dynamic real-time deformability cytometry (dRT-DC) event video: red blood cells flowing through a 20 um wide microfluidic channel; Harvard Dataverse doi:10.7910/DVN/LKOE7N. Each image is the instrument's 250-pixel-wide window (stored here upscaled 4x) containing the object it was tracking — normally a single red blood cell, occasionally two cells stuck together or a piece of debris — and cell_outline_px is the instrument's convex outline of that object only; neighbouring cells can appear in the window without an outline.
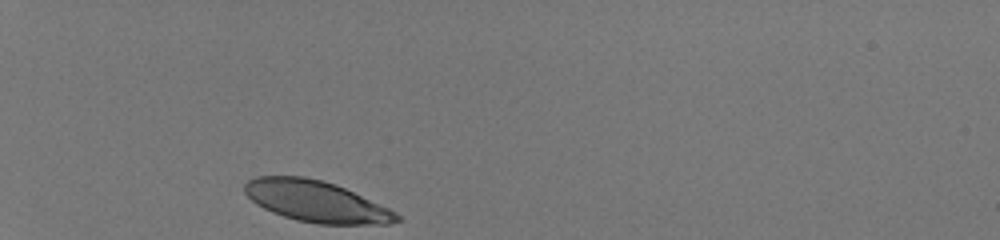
{"species": "human", "species_latin": "Homo sapiens", "temperature_condition": "room temperature", "stored_images_in_passage": 30, "camera_frame_rate_fps": 3000, "um_per_image_px": 0.085, "donor": {"sex": "male"}, "frame": {"image": 1, "passage_image": 1, "time_ms": 0.0, "image_size_px": [1000, 240], "cell_outline_px": [[404, 220], [388, 224], [316, 224], [296, 220], [272, 212], [256, 204], [244, 192], [244, 184], [248, 180], [256, 176], [304, 176], [336, 184], [388, 208], [396, 212]], "centroid_in_image_um": [26.87, 17.12], "position_along_channel_um": 58.1, "area_um2": 36.47}}
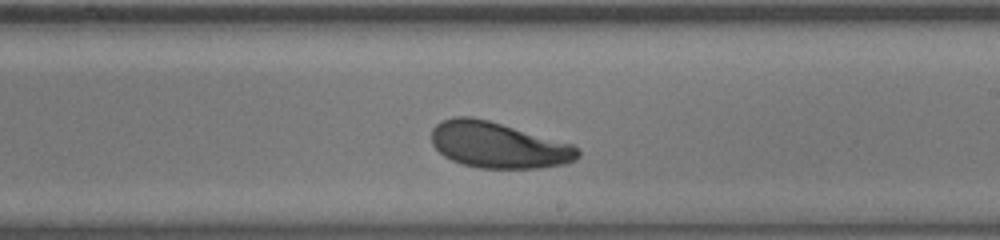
{"frame": {"image": 2, "passage_image": 18, "time_ms": 5.667, "image_size_px": [1000, 240], "cell_outline_px": [[580, 156], [576, 160], [568, 164], [540, 168], [480, 168], [464, 164], [452, 160], [444, 156], [432, 144], [432, 128], [440, 120], [456, 116], [472, 116], [488, 120], [572, 144], [580, 152]], "centroid_in_image_um": [42.35, 12.33], "position_along_channel_um": 246.6, "area_um2": 39.19}}
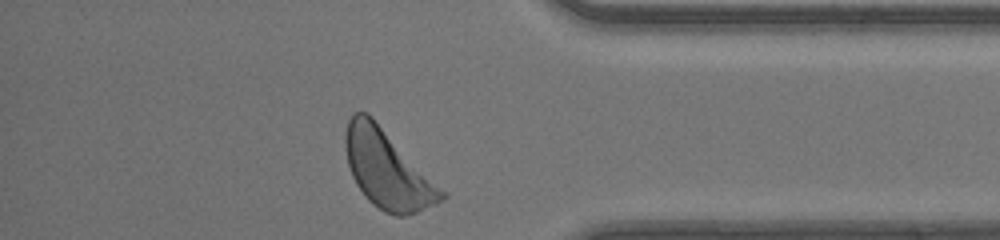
{"frame": {"image": 3, "passage_image": 30, "time_ms": 9.667, "image_size_px": [1000, 240], "cell_outline_px": [[448, 196], [436, 204], [416, 212], [404, 216], [396, 216], [384, 212], [372, 204], [364, 196], [356, 184], [352, 176], [348, 164], [344, 148], [344, 132], [348, 120], [352, 112], [368, 112], [448, 192]], "centroid_in_image_um": [32.94, 14.39], "position_along_channel_um": 402.3, "area_um2": 44.39}, "authors_computed_cell_mechanics": {"area_um2": 39.2751, "velocity_mm_per_s": 4.0925, "shape_relaxation_time_tau1_ms": 1.9178, "shape_relaxation_time_tau2_ms": null, "deformation_change_tau1": 0.1248, "deformation_change_tau2": null}}